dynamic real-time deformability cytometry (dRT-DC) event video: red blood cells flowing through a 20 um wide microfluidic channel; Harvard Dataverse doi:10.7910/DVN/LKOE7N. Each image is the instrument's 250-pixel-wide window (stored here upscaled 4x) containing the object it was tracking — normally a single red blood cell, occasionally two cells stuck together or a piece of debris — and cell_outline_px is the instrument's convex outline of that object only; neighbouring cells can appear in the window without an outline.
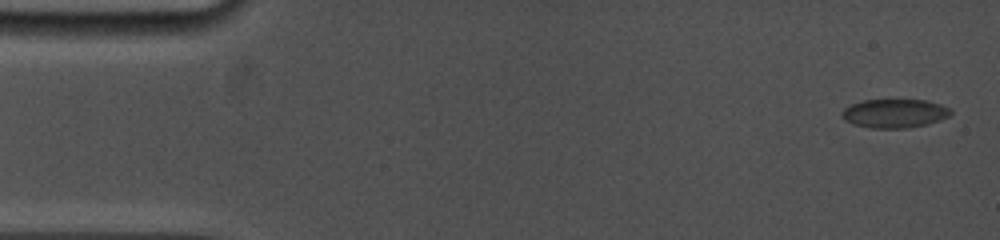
{"species": "common noctule bat (a hibernating species)", "species_latin": "Nyctalus noctula", "temperature_condition": "cold", "stored_images_in_passage": 58, "camera_frame_rate_fps": 5000, "um_per_image_px": 0.085, "animal": {"sex": "female", "body_mass_g": 19.0, "forearm_length_mm": 53.3}, "frame": {"image": 1, "passage_image": 1, "time_ms": 0.0, "image_size_px": [1000, 240], "cell_outline_px": [[952, 112], [948, 116], [940, 120], [928, 124], [908, 128], [872, 128], [852, 124], [844, 120], [840, 112], [844, 108], [852, 104], [864, 100], [928, 100], [952, 108]], "centroid_in_image_um": [76.05, 9.64], "position_along_channel_um": 9.0, "area_um2": 18.38}}
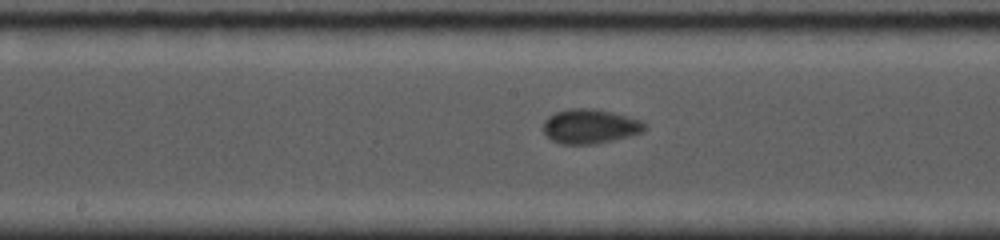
{"frame": {"image": 2, "passage_image": 25, "time_ms": 8.2, "image_size_px": [1000, 240], "cell_outline_px": [[648, 128], [644, 132], [612, 140], [592, 144], [560, 144], [552, 140], [544, 132], [544, 120], [548, 116], [556, 112], [572, 108], [592, 108], [612, 112], [640, 120], [648, 124]], "centroid_in_image_um": [50.18, 10.73], "position_along_channel_um": 198.0, "area_um2": 20.35}}
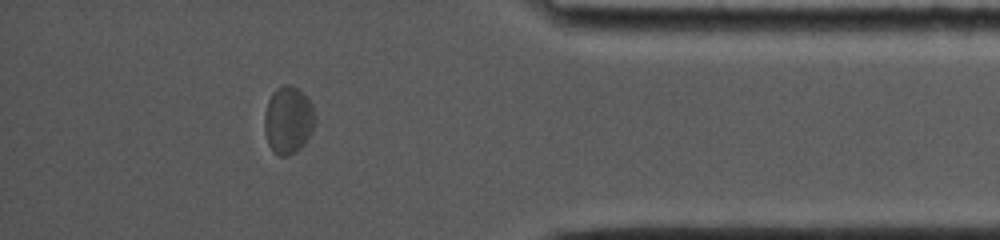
{"frame": {"image": 3, "passage_image": 50, "time_ms": 14.2, "image_size_px": [1000, 240], "cell_outline_px": [[316, 124], [312, 132], [304, 144], [300, 148], [288, 156], [280, 156], [272, 152], [268, 144], [264, 128], [264, 116], [268, 100], [272, 92], [276, 88], [284, 84], [288, 84], [300, 88], [304, 92], [312, 104], [316, 116]], "centroid_in_image_um": [24.52, 10.18], "position_along_channel_um": 410.7, "area_um2": 20.4}, "authors_computed_cell_mechanics": {"area_um2": 19.5942, "velocity_mm_per_s": 3.8007, "shape_relaxation_time_tau1_ms": 2.8966, "shape_relaxation_time_tau2_ms": null, "deformation_change_tau1": 0.0756, "deformation_change_tau2": null}}